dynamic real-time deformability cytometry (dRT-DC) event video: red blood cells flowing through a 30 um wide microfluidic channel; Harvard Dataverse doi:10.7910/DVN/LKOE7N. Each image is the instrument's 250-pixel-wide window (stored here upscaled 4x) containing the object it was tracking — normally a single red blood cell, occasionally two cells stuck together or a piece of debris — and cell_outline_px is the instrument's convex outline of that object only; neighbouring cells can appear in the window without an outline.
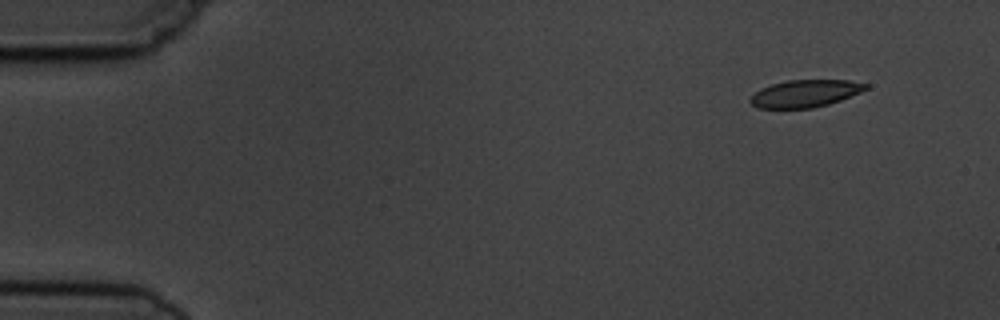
{"species": "common noctule bat (a hibernating species)", "species_latin": "Nyctalus noctula", "temperature_condition": "cold", "stored_images_in_passage": 5, "segment_of_instrument_passage": [1, 2], "camera_frame_rate_fps": 3000, "um_per_image_px": 0.085, "animal": {"sex": "male", "body_mass_g": 19.5, "forearm_length_mm": 54.6}, "frame": {"image": 1, "passage_image": 1, "time_ms": 0.0, "image_size_px": [1000, 320], "cell_outline_px": [[868, 88], [860, 92], [840, 100], [828, 104], [812, 108], [756, 108], [748, 100], [760, 88], [772, 84], [788, 80], [848, 80], [868, 84]], "centroid_in_image_um": [68.42, 7.95], "position_along_channel_um": 16.6, "area_um2": 18.26}}